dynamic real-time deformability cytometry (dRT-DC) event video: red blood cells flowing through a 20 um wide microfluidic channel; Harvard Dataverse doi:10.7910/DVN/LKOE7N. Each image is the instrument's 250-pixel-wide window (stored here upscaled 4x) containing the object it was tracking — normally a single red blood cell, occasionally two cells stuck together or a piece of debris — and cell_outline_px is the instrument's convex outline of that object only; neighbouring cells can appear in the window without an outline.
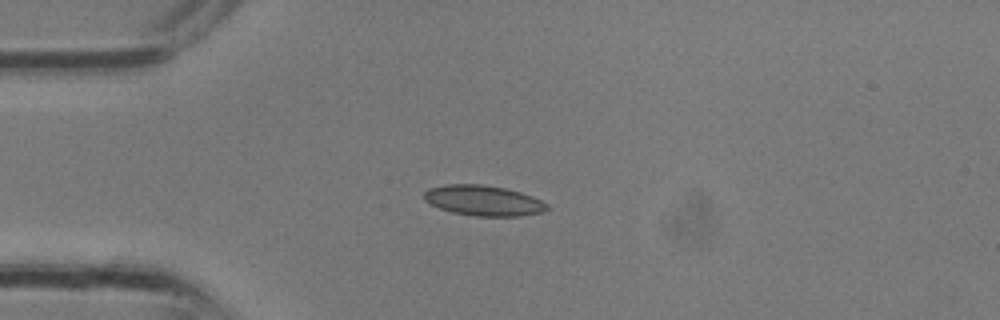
{"species": "common noctule bat (a hibernating species)", "species_latin": "Nyctalus noctula", "temperature_condition": "room temperature", "stored_images_in_passage": 2, "camera_frame_rate_fps": 3000, "um_per_image_px": 0.085, "animal": {"sex": "male", "body_mass_g": 13.3}, "frame": {"image": 1, "passage_image": 2, "time_ms": 0.333, "image_size_px": [1000, 320], "cell_outline_px": [[548, 208], [540, 212], [516, 216], [476, 216], [452, 212], [440, 208], [424, 200], [424, 192], [428, 188], [444, 184], [480, 184], [504, 188], [520, 192], [532, 196], [548, 204]], "centroid_in_image_um": [41.05, 17.03], "position_along_channel_um": 43.9, "area_um2": 21.56}}